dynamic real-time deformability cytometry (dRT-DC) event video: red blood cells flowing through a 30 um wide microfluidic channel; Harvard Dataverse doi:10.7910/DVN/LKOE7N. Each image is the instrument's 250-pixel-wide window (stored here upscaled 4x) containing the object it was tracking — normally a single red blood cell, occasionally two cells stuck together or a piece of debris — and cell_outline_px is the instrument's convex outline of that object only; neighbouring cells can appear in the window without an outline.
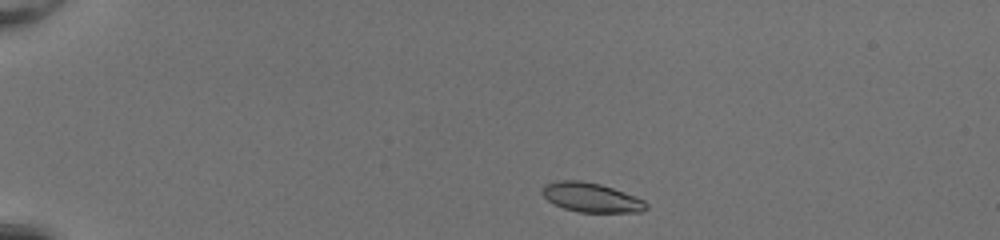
{"species": "common noctule bat (a hibernating species)", "species_latin": "Nyctalus noctula", "temperature_condition": "room temperature", "stored_images_in_passage": 42, "camera_frame_rate_fps": 3000, "um_per_image_px": 0.085, "animal": {"sex": "female", "body_mass_g": 20.0, "forearm_length_mm": 54.0}, "frame": {"image": 1, "passage_image": 2, "time_ms": 0.333, "image_size_px": [1000, 240], "cell_outline_px": [[648, 208], [640, 212], [576, 212], [564, 208], [548, 200], [540, 192], [544, 184], [556, 180], [580, 180], [600, 184], [636, 196], [644, 200], [648, 204]], "centroid_in_image_um": [50.25, 16.78], "position_along_channel_um": 34.8, "area_um2": 17.86}}
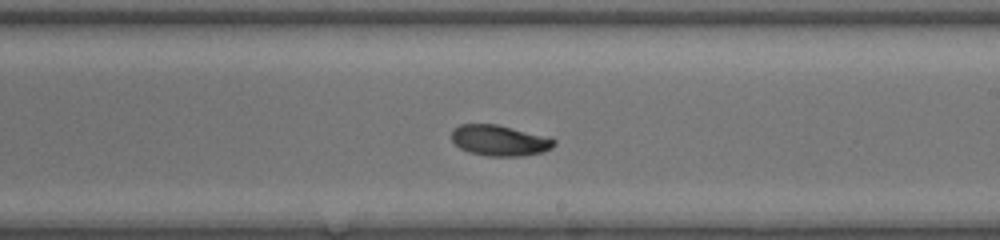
{"frame": {"image": 2, "passage_image": 23, "time_ms": 7.333, "image_size_px": [1000, 240], "cell_outline_px": [[556, 144], [552, 148], [544, 152], [520, 156], [488, 156], [468, 152], [460, 148], [452, 140], [452, 128], [460, 124], [496, 124], [548, 136], [556, 140]], "centroid_in_image_um": [42.48, 11.94], "position_along_channel_um": 246.5, "area_um2": 18.55}}
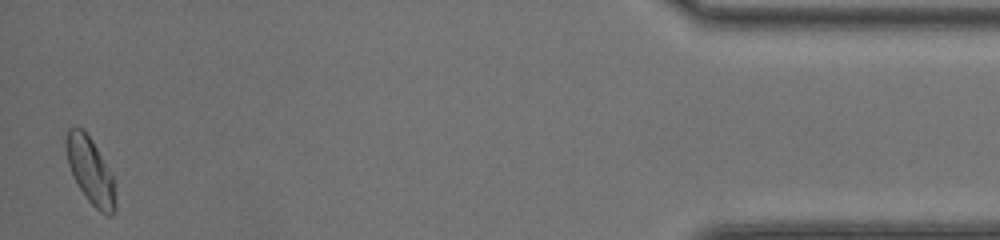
{"frame": {"image": 3, "passage_image": 41, "time_ms": 13.333, "image_size_px": [1000, 240], "cell_outline_px": [[116, 208], [112, 216], [108, 216], [100, 212], [88, 200], [72, 176], [68, 164], [64, 148], [64, 144], [68, 128], [76, 124], [92, 140], [112, 176], [116, 200]], "centroid_in_image_um": [7.65, 14.51], "position_along_channel_um": 427.6, "area_um2": 19.02}, "authors_computed_cell_mechanics": {"area_um2": 18.496, "velocity_mm_per_s": 4.197, "shape_relaxation_time_tau1_ms": 3.4851, "shape_relaxation_time_tau2_ms": 4.8814, "deformation_change_tau1": 0.1126, "deformation_change_tau2": 0.0852}}